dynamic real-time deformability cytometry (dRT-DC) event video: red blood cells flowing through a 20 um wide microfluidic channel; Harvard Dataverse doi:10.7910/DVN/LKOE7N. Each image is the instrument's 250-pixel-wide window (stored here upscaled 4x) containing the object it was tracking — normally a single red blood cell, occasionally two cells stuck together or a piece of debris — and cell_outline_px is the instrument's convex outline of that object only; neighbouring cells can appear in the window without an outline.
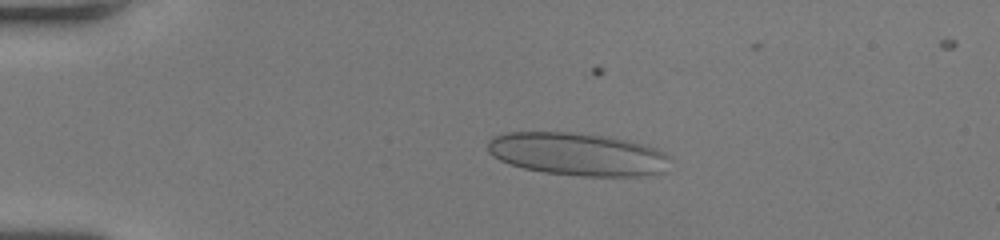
{"species": "human", "species_latin": "Homo sapiens", "temperature_condition": "room temperature", "stored_images_in_passage": 52, "camera_frame_rate_fps": 3000, "um_per_image_px": 0.085, "donor": {"sex": "female"}, "frame": {"image": 1, "passage_image": 12, "time_ms": 3.667, "image_size_px": [1000, 240], "cell_outline_px": [[672, 156], [664, 172], [648, 176], [580, 176], [544, 172], [524, 168], [500, 160], [492, 156], [488, 152], [488, 140], [492, 136], [508, 132], [568, 132], [612, 136], [628, 140], [656, 148]], "centroid_in_image_um": [49.13, 13.1], "position_along_channel_um": 35.9, "area_um2": 45.95}}
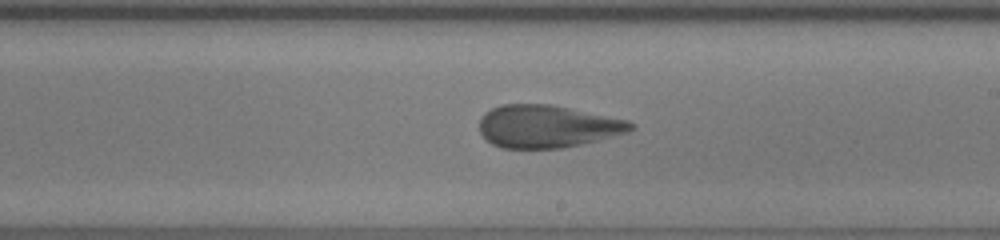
{"frame": {"image": 2, "passage_image": 32, "time_ms": 10.333, "image_size_px": [1000, 240], "cell_outline_px": [[636, 128], [628, 132], [580, 144], [560, 148], [500, 148], [492, 144], [480, 132], [480, 116], [484, 112], [500, 104], [552, 104], [628, 120], [636, 124]], "centroid_in_image_um": [46.51, 10.73], "position_along_channel_um": 242.5, "area_um2": 37.63}}
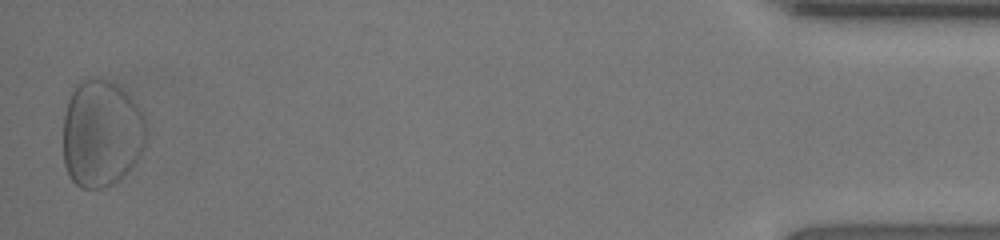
{"frame": {"image": 3, "passage_image": 52, "time_ms": 17.0, "image_size_px": [1000, 240], "cell_outline_px": [[144, 148], [140, 156], [132, 168], [120, 180], [112, 184], [100, 188], [80, 188], [68, 176], [64, 164], [64, 116], [68, 100], [76, 84], [80, 80], [104, 80], [116, 84], [136, 104], [144, 116]], "centroid_in_image_um": [8.6, 11.4], "position_along_channel_um": 426.6, "area_um2": 51.62}}